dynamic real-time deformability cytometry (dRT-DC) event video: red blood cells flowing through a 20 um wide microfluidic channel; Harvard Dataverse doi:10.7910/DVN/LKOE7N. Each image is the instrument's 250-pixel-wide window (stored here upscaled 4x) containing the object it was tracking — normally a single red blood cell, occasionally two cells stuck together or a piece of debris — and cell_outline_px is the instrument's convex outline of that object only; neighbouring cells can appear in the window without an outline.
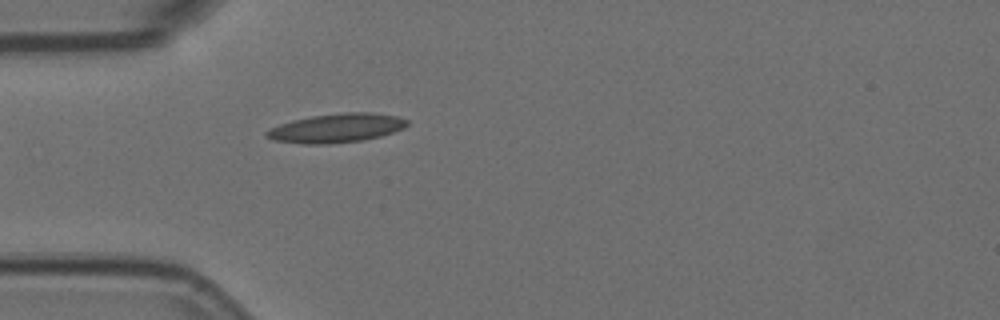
{"species": "Egyptian fruit bat (a non-hibernating species)", "species_latin": "Rousettus aegyptiacus", "temperature_condition": "room temperature", "stored_images_in_passage": 5, "camera_frame_rate_fps": 3000, "um_per_image_px": 0.085, "animal": {"sex": "female"}, "frame": {"image": 1, "passage_image": 5, "time_ms": 1.333, "image_size_px": [1000, 320], "cell_outline_px": [[408, 124], [404, 128], [380, 136], [364, 140], [328, 144], [304, 144], [272, 140], [264, 136], [264, 132], [280, 124], [292, 120], [312, 116], [344, 112], [372, 112], [396, 116], [408, 120]], "centroid_in_image_um": [28.58, 10.89], "position_along_channel_um": 56.4, "area_um2": 23.76}}